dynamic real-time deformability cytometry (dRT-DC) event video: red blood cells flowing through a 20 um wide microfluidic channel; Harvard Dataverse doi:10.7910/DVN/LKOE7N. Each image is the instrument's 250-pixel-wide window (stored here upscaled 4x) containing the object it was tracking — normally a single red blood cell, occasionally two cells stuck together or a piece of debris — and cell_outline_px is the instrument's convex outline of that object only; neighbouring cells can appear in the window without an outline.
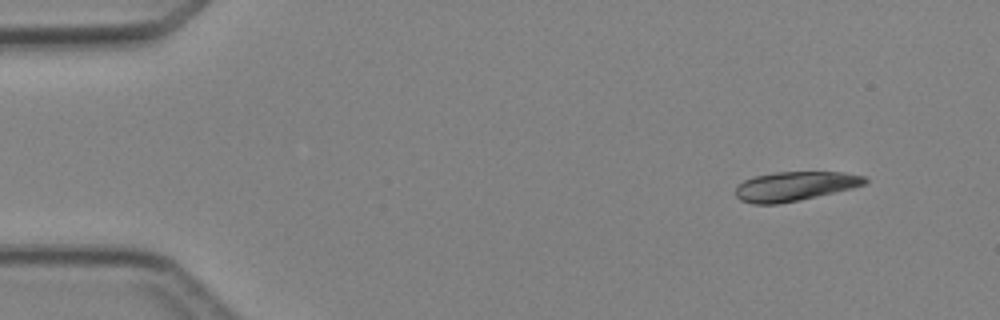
{"species": "Egyptian fruit bat (a non-hibernating species)", "species_latin": "Rousettus aegyptiacus", "temperature_condition": "cold", "stored_images_in_passage": 4, "camera_frame_rate_fps": 3000, "um_per_image_px": 0.085, "animal": {"sex": "female"}, "frame": {"image": 1, "passage_image": 1, "time_ms": 0.0, "image_size_px": [1000, 320], "cell_outline_px": [[868, 184], [852, 188], [800, 200], [780, 204], [752, 204], [740, 200], [736, 196], [736, 188], [744, 180], [756, 176], [776, 172], [844, 172], [864, 176], [868, 180]], "centroid_in_image_um": [67.58, 15.83], "position_along_channel_um": 17.4, "area_um2": 22.08}}
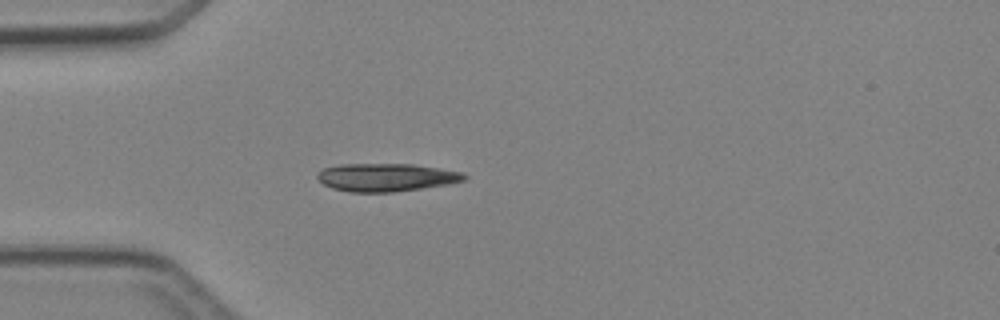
{"frame": {"image": 2, "passage_image": 4, "time_ms": 3.333, "image_size_px": [1000, 320], "cell_outline_px": [[468, 176], [464, 180], [448, 184], [392, 192], [348, 192], [332, 188], [324, 184], [316, 176], [324, 168], [340, 164], [412, 164], [440, 168], [464, 172]], "centroid_in_image_um": [32.85, 15.07], "position_along_channel_um": 52.2, "area_um2": 23.87}}